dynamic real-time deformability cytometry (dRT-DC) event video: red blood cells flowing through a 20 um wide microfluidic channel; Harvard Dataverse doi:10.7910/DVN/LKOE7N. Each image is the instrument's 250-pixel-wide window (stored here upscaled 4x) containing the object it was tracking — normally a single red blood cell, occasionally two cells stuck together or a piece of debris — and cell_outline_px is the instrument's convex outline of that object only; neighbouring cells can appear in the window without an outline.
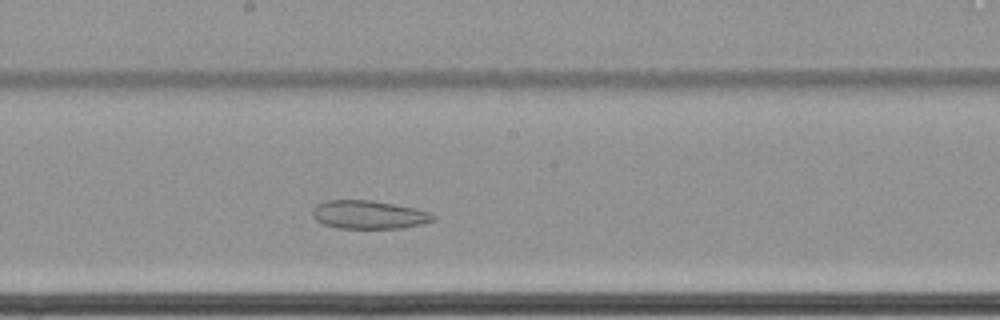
{"species": "common noctule bat (a hibernating species)", "species_latin": "Nyctalus noctula", "temperature_condition": "cold", "stored_images_in_passage": 58, "camera_frame_rate_fps": 3000, "um_per_image_px": 0.085, "animal": {"sex": "female", "body_mass_g": 22.7, "forearm_length_mm": 54.2}, "frame": {"image": 1, "passage_image": 30, "time_ms": 9.667, "image_size_px": [1000, 320], "cell_outline_px": [[436, 220], [404, 228], [340, 228], [324, 224], [316, 220], [312, 216], [312, 208], [316, 204], [328, 200], [372, 200], [412, 208], [428, 212], [436, 216]], "centroid_in_image_um": [31.32, 18.25], "position_along_channel_um": 216.9, "area_um2": 19.83}}
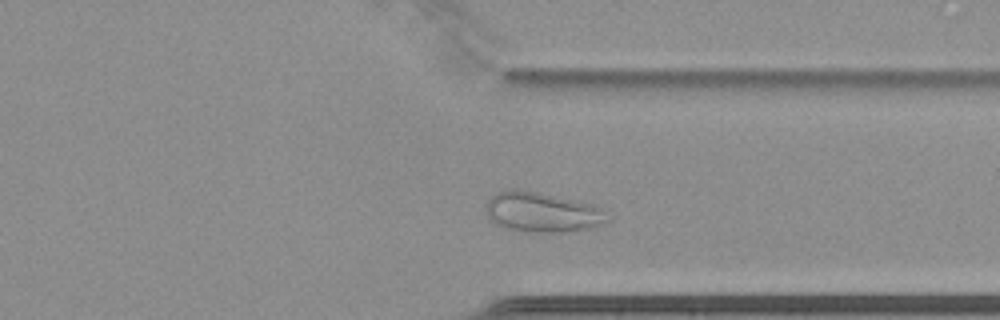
{"frame": {"image": 2, "passage_image": 43, "time_ms": 14.0, "image_size_px": [1000, 320], "cell_outline_px": [[608, 220], [600, 224], [588, 228], [564, 232], [528, 232], [504, 228], [496, 224], [488, 216], [488, 200], [496, 192], [508, 188], [512, 188], [536, 192], [592, 204], [600, 208]], "centroid_in_image_um": [46.03, 18.04], "position_along_channel_um": 365.4, "area_um2": 27.74}}
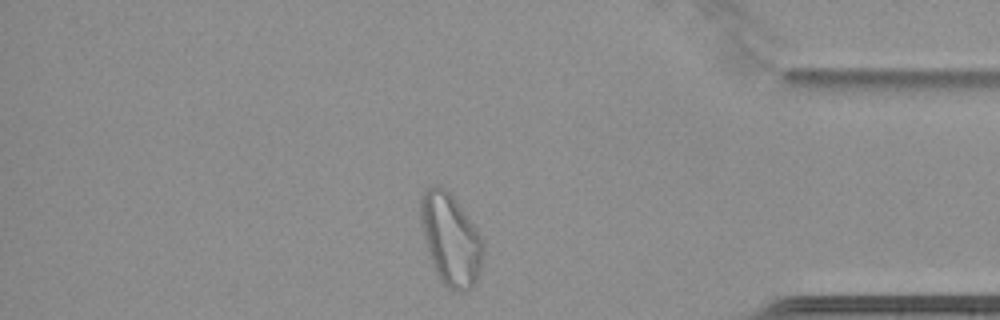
{"frame": {"image": 3, "passage_image": 48, "time_ms": 15.667, "image_size_px": [1000, 320], "cell_outline_px": [[484, 252], [480, 268], [476, 280], [472, 288], [464, 292], [456, 292], [448, 288], [436, 276], [424, 240], [420, 224], [420, 200], [424, 192], [428, 188], [436, 184], [444, 188], [456, 200], [476, 228], [484, 240]], "centroid_in_image_um": [38.3, 20.38], "position_along_channel_um": 396.9, "area_um2": 33.64}}